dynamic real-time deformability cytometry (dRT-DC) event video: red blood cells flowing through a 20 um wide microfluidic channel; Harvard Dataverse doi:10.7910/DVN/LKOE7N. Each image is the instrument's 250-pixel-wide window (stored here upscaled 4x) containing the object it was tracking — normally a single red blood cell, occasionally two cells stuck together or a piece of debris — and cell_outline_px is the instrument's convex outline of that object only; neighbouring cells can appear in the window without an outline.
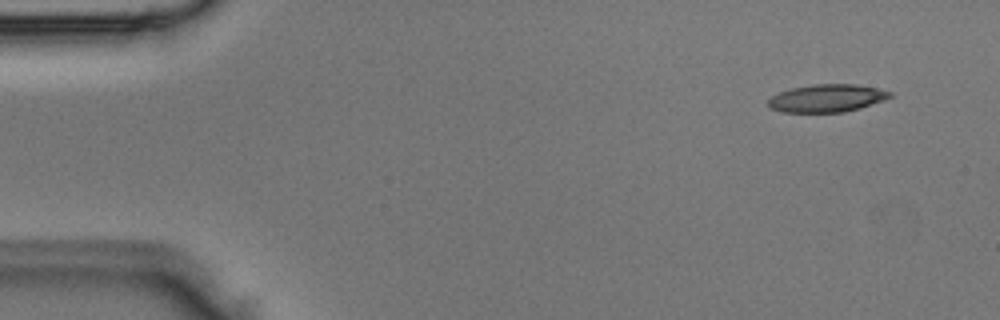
{"species": "Egyptian fruit bat (a non-hibernating species)", "species_latin": "Rousettus aegyptiacus", "temperature_condition": "room temperature", "stored_images_in_passage": 7, "camera_frame_rate_fps": 3000, "um_per_image_px": 0.085, "animal": {"sex": "male"}, "frame": {"image": 1, "passage_image": 2, "time_ms": 0.333, "image_size_px": [1000, 320], "cell_outline_px": [[892, 96], [884, 100], [860, 108], [844, 112], [780, 112], [772, 108], [768, 104], [768, 100], [772, 96], [780, 92], [792, 88], [812, 84], [856, 84], [876, 88], [892, 92]], "centroid_in_image_um": [70.3, 8.34], "position_along_channel_um": 14.7, "area_um2": 19.59}}
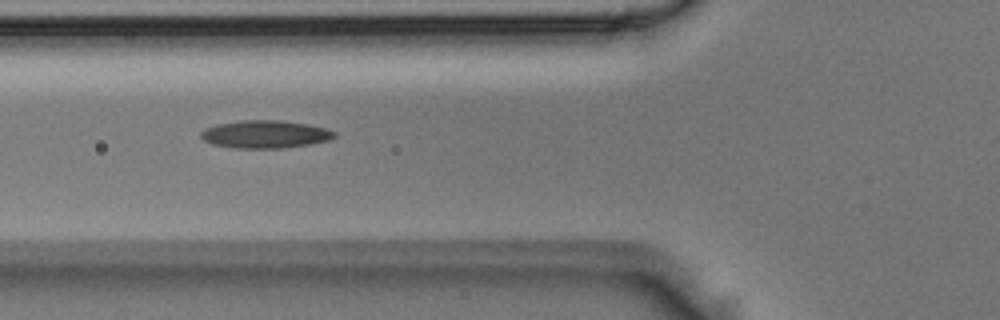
{"frame": {"image": 2, "passage_image": 5, "time_ms": 1.333, "image_size_px": [1000, 320], "cell_outline_px": [[336, 136], [328, 140], [308, 144], [284, 148], [236, 148], [212, 144], [204, 140], [200, 136], [200, 132], [204, 128], [216, 124], [244, 120], [280, 120], [304, 124], [324, 128], [336, 132]], "centroid_in_image_um": [22.49, 11.41], "position_along_channel_um": 103.3, "area_um2": 21.44}}
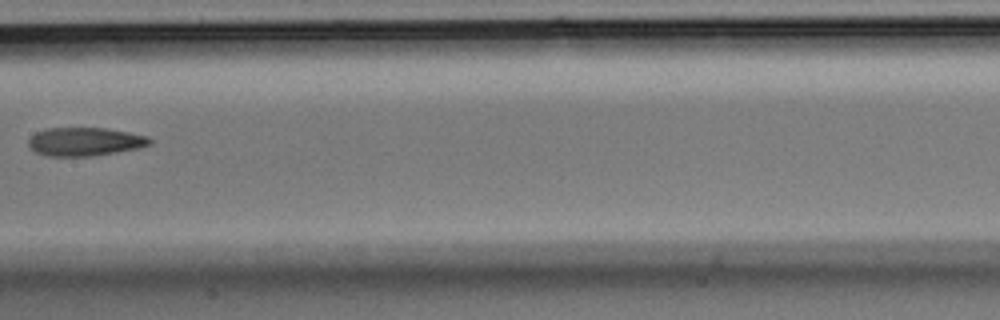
{"frame": {"image": 3, "passage_image": 7, "time_ms": 2.0, "image_size_px": [1000, 320], "cell_outline_px": [[152, 144], [140, 148], [92, 156], [48, 156], [36, 152], [28, 144], [28, 140], [36, 132], [48, 128], [104, 128], [128, 132], [148, 136], [152, 140]], "centroid_in_image_um": [7.25, 12.04], "position_along_channel_um": 200.2, "area_um2": 20.06}}